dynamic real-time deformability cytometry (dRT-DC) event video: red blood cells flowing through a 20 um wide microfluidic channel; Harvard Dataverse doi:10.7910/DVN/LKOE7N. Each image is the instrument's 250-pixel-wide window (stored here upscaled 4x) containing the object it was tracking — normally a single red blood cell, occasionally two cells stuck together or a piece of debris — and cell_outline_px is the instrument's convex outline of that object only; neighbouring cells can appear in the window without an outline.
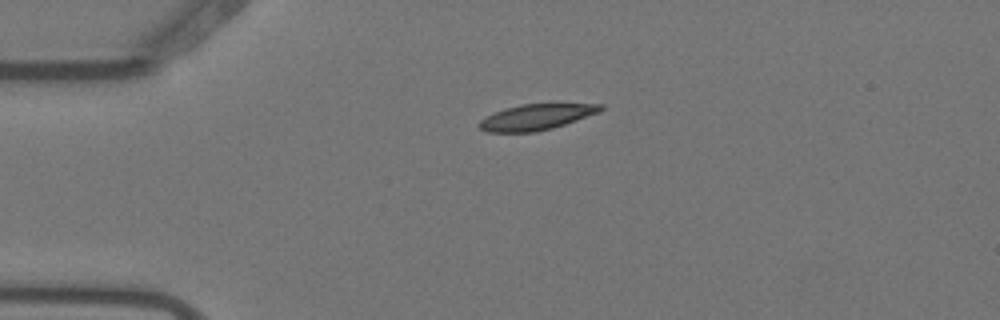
{"species": "Egyptian fruit bat (a non-hibernating species)", "species_latin": "Rousettus aegyptiacus", "temperature_condition": "warm", "stored_images_in_passage": 2, "camera_frame_rate_fps": 3000, "um_per_image_px": 0.085, "animal": {"sex": "female"}, "frame": {"image": 1, "passage_image": 2, "time_ms": 0.333, "image_size_px": [1000, 320], "cell_outline_px": [[604, 108], [600, 112], [552, 128], [536, 132], [488, 132], [480, 128], [476, 124], [480, 120], [504, 108], [520, 104], [552, 100], [604, 104]], "centroid_in_image_um": [45.7, 9.87], "position_along_channel_um": 39.3, "area_um2": 19.31}}